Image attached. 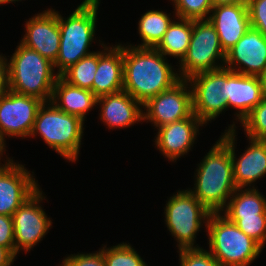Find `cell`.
<instances>
[{
  "label": "cell",
  "mask_w": 266,
  "mask_h": 266,
  "mask_svg": "<svg viewBox=\"0 0 266 266\" xmlns=\"http://www.w3.org/2000/svg\"><path fill=\"white\" fill-rule=\"evenodd\" d=\"M161 52L151 47L123 44V90L142 105L180 81Z\"/></svg>",
  "instance_id": "6da1fadb"
},
{
  "label": "cell",
  "mask_w": 266,
  "mask_h": 266,
  "mask_svg": "<svg viewBox=\"0 0 266 266\" xmlns=\"http://www.w3.org/2000/svg\"><path fill=\"white\" fill-rule=\"evenodd\" d=\"M188 190L210 213H221L236 190L230 148L219 138L198 163Z\"/></svg>",
  "instance_id": "7a4b0ae2"
},
{
  "label": "cell",
  "mask_w": 266,
  "mask_h": 266,
  "mask_svg": "<svg viewBox=\"0 0 266 266\" xmlns=\"http://www.w3.org/2000/svg\"><path fill=\"white\" fill-rule=\"evenodd\" d=\"M99 4L100 0H83L67 18L58 12L60 50L53 65L55 70L58 68L59 76L80 59L95 52L89 48L96 39Z\"/></svg>",
  "instance_id": "3957f363"
},
{
  "label": "cell",
  "mask_w": 266,
  "mask_h": 266,
  "mask_svg": "<svg viewBox=\"0 0 266 266\" xmlns=\"http://www.w3.org/2000/svg\"><path fill=\"white\" fill-rule=\"evenodd\" d=\"M8 59L9 90L50 102L59 77L53 63L21 43Z\"/></svg>",
  "instance_id": "277c9868"
},
{
  "label": "cell",
  "mask_w": 266,
  "mask_h": 266,
  "mask_svg": "<svg viewBox=\"0 0 266 266\" xmlns=\"http://www.w3.org/2000/svg\"><path fill=\"white\" fill-rule=\"evenodd\" d=\"M84 122L80 117L58 109L51 101L39 107L29 137L37 134L60 156L69 162H76L84 133Z\"/></svg>",
  "instance_id": "5b68a950"
},
{
  "label": "cell",
  "mask_w": 266,
  "mask_h": 266,
  "mask_svg": "<svg viewBox=\"0 0 266 266\" xmlns=\"http://www.w3.org/2000/svg\"><path fill=\"white\" fill-rule=\"evenodd\" d=\"M205 228L208 250L221 266H250L263 250L221 213H210Z\"/></svg>",
  "instance_id": "8992f818"
},
{
  "label": "cell",
  "mask_w": 266,
  "mask_h": 266,
  "mask_svg": "<svg viewBox=\"0 0 266 266\" xmlns=\"http://www.w3.org/2000/svg\"><path fill=\"white\" fill-rule=\"evenodd\" d=\"M166 202L165 226L177 241L178 249L202 248L195 244V238L202 225H206L210 212L188 189L178 190Z\"/></svg>",
  "instance_id": "52a82bcc"
},
{
  "label": "cell",
  "mask_w": 266,
  "mask_h": 266,
  "mask_svg": "<svg viewBox=\"0 0 266 266\" xmlns=\"http://www.w3.org/2000/svg\"><path fill=\"white\" fill-rule=\"evenodd\" d=\"M225 56L219 36L210 21L192 20L191 41L186 55L178 65L180 79L188 80L196 74L223 68Z\"/></svg>",
  "instance_id": "ba28073f"
},
{
  "label": "cell",
  "mask_w": 266,
  "mask_h": 266,
  "mask_svg": "<svg viewBox=\"0 0 266 266\" xmlns=\"http://www.w3.org/2000/svg\"><path fill=\"white\" fill-rule=\"evenodd\" d=\"M192 90L193 113L205 124L228 109V69L196 74L188 79Z\"/></svg>",
  "instance_id": "9c48e42d"
},
{
  "label": "cell",
  "mask_w": 266,
  "mask_h": 266,
  "mask_svg": "<svg viewBox=\"0 0 266 266\" xmlns=\"http://www.w3.org/2000/svg\"><path fill=\"white\" fill-rule=\"evenodd\" d=\"M39 188L30 196L13 214L15 256L20 250L26 253L31 251L36 244L52 227V220L45 213L42 201L45 194Z\"/></svg>",
  "instance_id": "30bf717a"
},
{
  "label": "cell",
  "mask_w": 266,
  "mask_h": 266,
  "mask_svg": "<svg viewBox=\"0 0 266 266\" xmlns=\"http://www.w3.org/2000/svg\"><path fill=\"white\" fill-rule=\"evenodd\" d=\"M143 108V122H151L156 129L190 117L193 102L189 81L181 79L168 90L149 99Z\"/></svg>",
  "instance_id": "8fae6325"
},
{
  "label": "cell",
  "mask_w": 266,
  "mask_h": 266,
  "mask_svg": "<svg viewBox=\"0 0 266 266\" xmlns=\"http://www.w3.org/2000/svg\"><path fill=\"white\" fill-rule=\"evenodd\" d=\"M236 124L233 121L220 139L230 148L236 188H255V182L266 175V140L248 138V147L238 158L235 152Z\"/></svg>",
  "instance_id": "7c38bea8"
},
{
  "label": "cell",
  "mask_w": 266,
  "mask_h": 266,
  "mask_svg": "<svg viewBox=\"0 0 266 266\" xmlns=\"http://www.w3.org/2000/svg\"><path fill=\"white\" fill-rule=\"evenodd\" d=\"M42 104L43 101L36 97L10 90L0 97V141L6 146L7 137L29 138Z\"/></svg>",
  "instance_id": "4fadbf2b"
},
{
  "label": "cell",
  "mask_w": 266,
  "mask_h": 266,
  "mask_svg": "<svg viewBox=\"0 0 266 266\" xmlns=\"http://www.w3.org/2000/svg\"><path fill=\"white\" fill-rule=\"evenodd\" d=\"M0 163V215L13 216L15 211L40 187L34 172L11 157Z\"/></svg>",
  "instance_id": "5bb4252c"
},
{
  "label": "cell",
  "mask_w": 266,
  "mask_h": 266,
  "mask_svg": "<svg viewBox=\"0 0 266 266\" xmlns=\"http://www.w3.org/2000/svg\"><path fill=\"white\" fill-rule=\"evenodd\" d=\"M224 67L261 77L266 70V36L251 28L226 52Z\"/></svg>",
  "instance_id": "9a60e30c"
},
{
  "label": "cell",
  "mask_w": 266,
  "mask_h": 266,
  "mask_svg": "<svg viewBox=\"0 0 266 266\" xmlns=\"http://www.w3.org/2000/svg\"><path fill=\"white\" fill-rule=\"evenodd\" d=\"M25 22V34L20 43L54 63L60 50L58 11L48 8Z\"/></svg>",
  "instance_id": "2e32d148"
},
{
  "label": "cell",
  "mask_w": 266,
  "mask_h": 266,
  "mask_svg": "<svg viewBox=\"0 0 266 266\" xmlns=\"http://www.w3.org/2000/svg\"><path fill=\"white\" fill-rule=\"evenodd\" d=\"M205 124L193 113L190 117L157 128L155 147L171 162L187 155Z\"/></svg>",
  "instance_id": "e0dca14e"
},
{
  "label": "cell",
  "mask_w": 266,
  "mask_h": 266,
  "mask_svg": "<svg viewBox=\"0 0 266 266\" xmlns=\"http://www.w3.org/2000/svg\"><path fill=\"white\" fill-rule=\"evenodd\" d=\"M208 20L216 29L226 53L250 29L247 3L214 5Z\"/></svg>",
  "instance_id": "ac0fdd59"
},
{
  "label": "cell",
  "mask_w": 266,
  "mask_h": 266,
  "mask_svg": "<svg viewBox=\"0 0 266 266\" xmlns=\"http://www.w3.org/2000/svg\"><path fill=\"white\" fill-rule=\"evenodd\" d=\"M101 42L103 49L97 50V70L92 85L97 98L123 90V45L107 46Z\"/></svg>",
  "instance_id": "d6986e66"
},
{
  "label": "cell",
  "mask_w": 266,
  "mask_h": 266,
  "mask_svg": "<svg viewBox=\"0 0 266 266\" xmlns=\"http://www.w3.org/2000/svg\"><path fill=\"white\" fill-rule=\"evenodd\" d=\"M97 105L100 120L108 129L130 128L143 121V105L124 90L97 98Z\"/></svg>",
  "instance_id": "ffe728a7"
},
{
  "label": "cell",
  "mask_w": 266,
  "mask_h": 266,
  "mask_svg": "<svg viewBox=\"0 0 266 266\" xmlns=\"http://www.w3.org/2000/svg\"><path fill=\"white\" fill-rule=\"evenodd\" d=\"M228 108L236 109L235 120L241 121L261 102L263 82L259 76H250L228 69Z\"/></svg>",
  "instance_id": "44dd1931"
},
{
  "label": "cell",
  "mask_w": 266,
  "mask_h": 266,
  "mask_svg": "<svg viewBox=\"0 0 266 266\" xmlns=\"http://www.w3.org/2000/svg\"><path fill=\"white\" fill-rule=\"evenodd\" d=\"M51 102L63 112L85 121L88 112L97 106V97L90 90L70 85L59 76L53 88Z\"/></svg>",
  "instance_id": "7402d4cb"
},
{
  "label": "cell",
  "mask_w": 266,
  "mask_h": 266,
  "mask_svg": "<svg viewBox=\"0 0 266 266\" xmlns=\"http://www.w3.org/2000/svg\"><path fill=\"white\" fill-rule=\"evenodd\" d=\"M177 20V21H174ZM192 36V19L173 17L163 39L155 47L165 57L171 56L179 59L186 55Z\"/></svg>",
  "instance_id": "603a6c76"
},
{
  "label": "cell",
  "mask_w": 266,
  "mask_h": 266,
  "mask_svg": "<svg viewBox=\"0 0 266 266\" xmlns=\"http://www.w3.org/2000/svg\"><path fill=\"white\" fill-rule=\"evenodd\" d=\"M221 212L225 217H257L266 214V198L255 188H236Z\"/></svg>",
  "instance_id": "cb8c5ba5"
},
{
  "label": "cell",
  "mask_w": 266,
  "mask_h": 266,
  "mask_svg": "<svg viewBox=\"0 0 266 266\" xmlns=\"http://www.w3.org/2000/svg\"><path fill=\"white\" fill-rule=\"evenodd\" d=\"M170 15L171 13L168 14L162 10H148L142 14L137 29L142 42L133 46L155 48L172 22Z\"/></svg>",
  "instance_id": "d4e9b609"
},
{
  "label": "cell",
  "mask_w": 266,
  "mask_h": 266,
  "mask_svg": "<svg viewBox=\"0 0 266 266\" xmlns=\"http://www.w3.org/2000/svg\"><path fill=\"white\" fill-rule=\"evenodd\" d=\"M97 70V51L80 59L65 70L60 77L68 84L92 92L93 79Z\"/></svg>",
  "instance_id": "484cf974"
},
{
  "label": "cell",
  "mask_w": 266,
  "mask_h": 266,
  "mask_svg": "<svg viewBox=\"0 0 266 266\" xmlns=\"http://www.w3.org/2000/svg\"><path fill=\"white\" fill-rule=\"evenodd\" d=\"M103 246L100 250L106 266H148L129 243L121 242L111 247Z\"/></svg>",
  "instance_id": "4316f807"
},
{
  "label": "cell",
  "mask_w": 266,
  "mask_h": 266,
  "mask_svg": "<svg viewBox=\"0 0 266 266\" xmlns=\"http://www.w3.org/2000/svg\"><path fill=\"white\" fill-rule=\"evenodd\" d=\"M173 13L179 18L202 20L208 19L213 8V0H170Z\"/></svg>",
  "instance_id": "83f0119b"
},
{
  "label": "cell",
  "mask_w": 266,
  "mask_h": 266,
  "mask_svg": "<svg viewBox=\"0 0 266 266\" xmlns=\"http://www.w3.org/2000/svg\"><path fill=\"white\" fill-rule=\"evenodd\" d=\"M244 133L250 139L266 140V96L241 121Z\"/></svg>",
  "instance_id": "f1b7e54d"
},
{
  "label": "cell",
  "mask_w": 266,
  "mask_h": 266,
  "mask_svg": "<svg viewBox=\"0 0 266 266\" xmlns=\"http://www.w3.org/2000/svg\"><path fill=\"white\" fill-rule=\"evenodd\" d=\"M233 222L242 232L255 240L262 248L266 244V214L257 217H226Z\"/></svg>",
  "instance_id": "f546056e"
},
{
  "label": "cell",
  "mask_w": 266,
  "mask_h": 266,
  "mask_svg": "<svg viewBox=\"0 0 266 266\" xmlns=\"http://www.w3.org/2000/svg\"><path fill=\"white\" fill-rule=\"evenodd\" d=\"M179 266H221L204 248L180 249Z\"/></svg>",
  "instance_id": "4dcf8cb0"
},
{
  "label": "cell",
  "mask_w": 266,
  "mask_h": 266,
  "mask_svg": "<svg viewBox=\"0 0 266 266\" xmlns=\"http://www.w3.org/2000/svg\"><path fill=\"white\" fill-rule=\"evenodd\" d=\"M247 8L251 28L266 36V0H248Z\"/></svg>",
  "instance_id": "1f68e13d"
},
{
  "label": "cell",
  "mask_w": 266,
  "mask_h": 266,
  "mask_svg": "<svg viewBox=\"0 0 266 266\" xmlns=\"http://www.w3.org/2000/svg\"><path fill=\"white\" fill-rule=\"evenodd\" d=\"M61 266H106L102 251L71 254L62 260Z\"/></svg>",
  "instance_id": "d6a6232c"
},
{
  "label": "cell",
  "mask_w": 266,
  "mask_h": 266,
  "mask_svg": "<svg viewBox=\"0 0 266 266\" xmlns=\"http://www.w3.org/2000/svg\"><path fill=\"white\" fill-rule=\"evenodd\" d=\"M0 246L8 248L15 255L14 225L11 216L0 215Z\"/></svg>",
  "instance_id": "836d02e7"
},
{
  "label": "cell",
  "mask_w": 266,
  "mask_h": 266,
  "mask_svg": "<svg viewBox=\"0 0 266 266\" xmlns=\"http://www.w3.org/2000/svg\"><path fill=\"white\" fill-rule=\"evenodd\" d=\"M7 58L3 54L0 55V97L4 96L9 91L8 81V65Z\"/></svg>",
  "instance_id": "e575fe53"
},
{
  "label": "cell",
  "mask_w": 266,
  "mask_h": 266,
  "mask_svg": "<svg viewBox=\"0 0 266 266\" xmlns=\"http://www.w3.org/2000/svg\"><path fill=\"white\" fill-rule=\"evenodd\" d=\"M16 256L5 247L0 246V266H12Z\"/></svg>",
  "instance_id": "d590c367"
},
{
  "label": "cell",
  "mask_w": 266,
  "mask_h": 266,
  "mask_svg": "<svg viewBox=\"0 0 266 266\" xmlns=\"http://www.w3.org/2000/svg\"><path fill=\"white\" fill-rule=\"evenodd\" d=\"M248 0H213V5L247 3Z\"/></svg>",
  "instance_id": "8d00e7d4"
},
{
  "label": "cell",
  "mask_w": 266,
  "mask_h": 266,
  "mask_svg": "<svg viewBox=\"0 0 266 266\" xmlns=\"http://www.w3.org/2000/svg\"><path fill=\"white\" fill-rule=\"evenodd\" d=\"M262 82H263V94L266 96V70L264 74L261 76Z\"/></svg>",
  "instance_id": "74e56055"
},
{
  "label": "cell",
  "mask_w": 266,
  "mask_h": 266,
  "mask_svg": "<svg viewBox=\"0 0 266 266\" xmlns=\"http://www.w3.org/2000/svg\"><path fill=\"white\" fill-rule=\"evenodd\" d=\"M6 146L0 141V163H1V159L3 157V153H6Z\"/></svg>",
  "instance_id": "f35d334b"
},
{
  "label": "cell",
  "mask_w": 266,
  "mask_h": 266,
  "mask_svg": "<svg viewBox=\"0 0 266 266\" xmlns=\"http://www.w3.org/2000/svg\"><path fill=\"white\" fill-rule=\"evenodd\" d=\"M16 1L18 2V1H22V0H4V4H8V3H11V2L15 3Z\"/></svg>",
  "instance_id": "ab89813d"
},
{
  "label": "cell",
  "mask_w": 266,
  "mask_h": 266,
  "mask_svg": "<svg viewBox=\"0 0 266 266\" xmlns=\"http://www.w3.org/2000/svg\"><path fill=\"white\" fill-rule=\"evenodd\" d=\"M0 5H4V0H0Z\"/></svg>",
  "instance_id": "60d3db41"
}]
</instances>
